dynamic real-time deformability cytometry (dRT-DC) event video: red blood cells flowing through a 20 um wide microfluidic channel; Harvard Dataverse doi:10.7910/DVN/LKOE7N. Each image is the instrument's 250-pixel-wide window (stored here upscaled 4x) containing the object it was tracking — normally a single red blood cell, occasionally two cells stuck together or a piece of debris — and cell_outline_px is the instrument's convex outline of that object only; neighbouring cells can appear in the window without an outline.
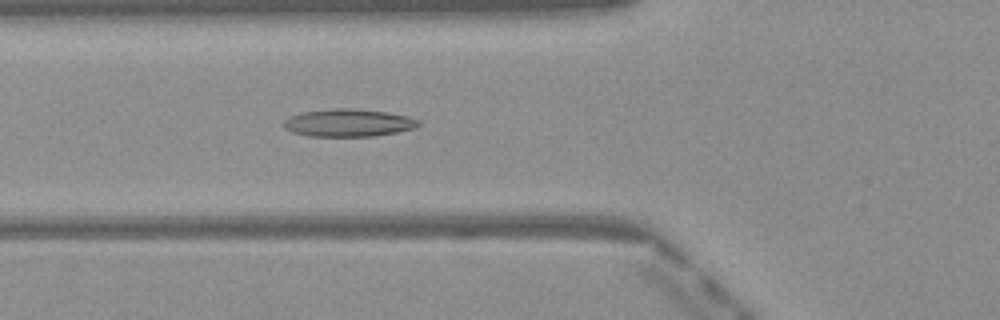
{"species": "Egyptian fruit bat (a non-hibernating species)", "species_latin": "Rousettus aegyptiacus", "temperature_condition": "warm", "stored_images_in_passage": 49, "camera_frame_rate_fps": 3000, "um_per_image_px": 0.085, "frame": {"image": 1, "passage_image": 18, "time_ms": 5.667, "image_size_px": [1000, 320], "cell_outline_px": [[420, 124], [416, 128], [396, 132], [372, 136], [308, 136], [292, 132], [284, 128], [284, 120], [300, 112], [332, 108], [352, 108], [388, 112], [408, 116], [420, 120]], "centroid_in_image_um": [29.62, 10.43], "position_along_channel_um": 96.2, "area_um2": 21.79}}
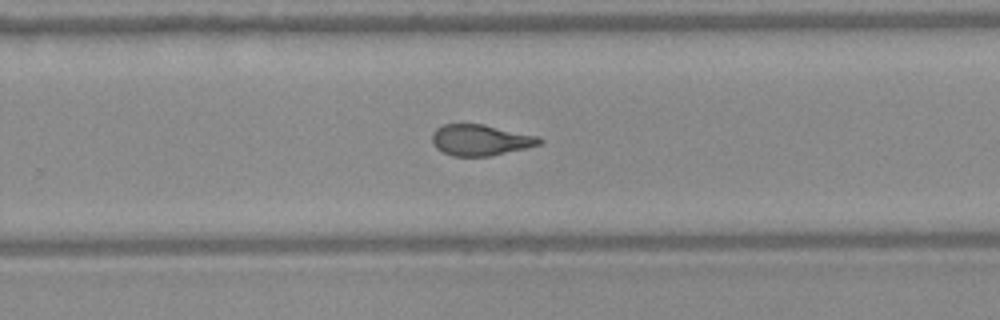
{"frame": {"image": 2, "passage_image": 32, "time_ms": 10.333, "image_size_px": [1000, 320], "cell_outline_px": [[544, 140], [540, 144], [528, 148], [492, 156], [452, 156], [436, 148], [432, 144], [432, 132], [436, 128], [444, 124], [484, 124], [540, 136]], "centroid_in_image_um": [40.87, 11.9], "position_along_channel_um": 288.9, "area_um2": 19.71}}
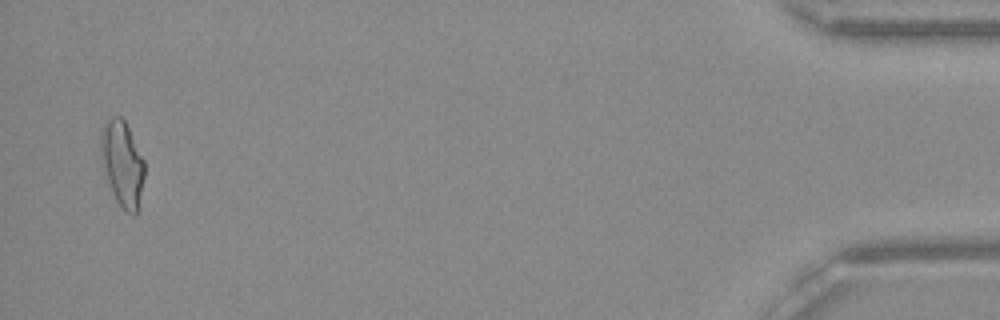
{"frame": {"image": 3, "passage_image": 48, "time_ms": 15.667, "image_size_px": [1000, 320], "cell_outline_px": [[144, 176], [136, 212], [132, 216], [116, 200], [104, 176], [100, 148], [100, 132], [104, 124], [112, 116], [120, 116], [124, 120], [144, 160]], "centroid_in_image_um": [10.36, 13.87], "position_along_channel_um": 424.8, "area_um2": 21.44}, "authors_computed_cell_mechanics": {"area_um2": 20.3456, "velocity_mm_per_s": 4.1213, "shape_relaxation_time_tau1_ms": null, "shape_relaxation_time_tau2_ms": 1.4869, "deformation_change_tau1": null, "deformation_change_tau2": 0.096}}